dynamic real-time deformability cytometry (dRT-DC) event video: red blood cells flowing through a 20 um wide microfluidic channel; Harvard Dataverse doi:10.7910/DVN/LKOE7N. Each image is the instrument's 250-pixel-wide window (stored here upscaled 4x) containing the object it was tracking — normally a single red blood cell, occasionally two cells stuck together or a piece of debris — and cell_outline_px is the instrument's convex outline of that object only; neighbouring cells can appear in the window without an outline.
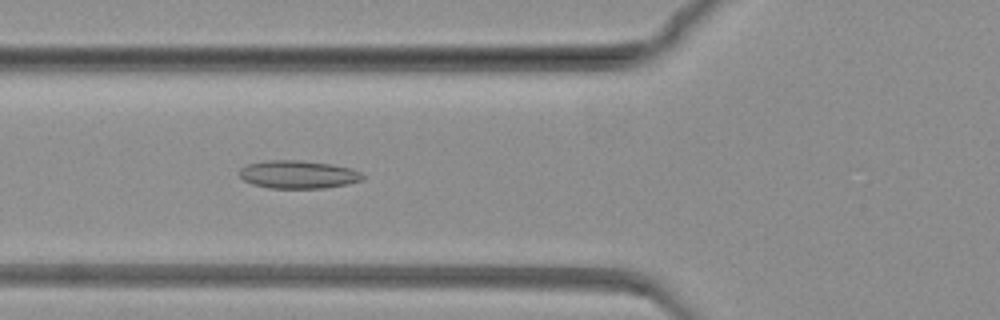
{"species": "common noctule bat (a hibernating species)", "species_latin": "Nyctalus noctula", "temperature_condition": "warm", "stored_images_in_passage": 68, "camera_frame_rate_fps": 3000, "um_per_image_px": 0.085, "animal": {"sex": "female", "body_mass_g": 19.3, "forearm_length_mm": 54.1}, "frame": {"image": 1, "passage_image": 17, "time_ms": 5.333, "image_size_px": [1000, 320], "cell_outline_px": [[364, 180], [348, 184], [324, 188], [268, 188], [252, 184], [244, 180], [240, 176], [240, 168], [248, 164], [264, 160], [296, 160], [332, 164], [352, 168], [360, 172], [364, 176]], "centroid_in_image_um": [25.36, 14.83], "position_along_channel_um": 100.4, "area_um2": 20.23}}
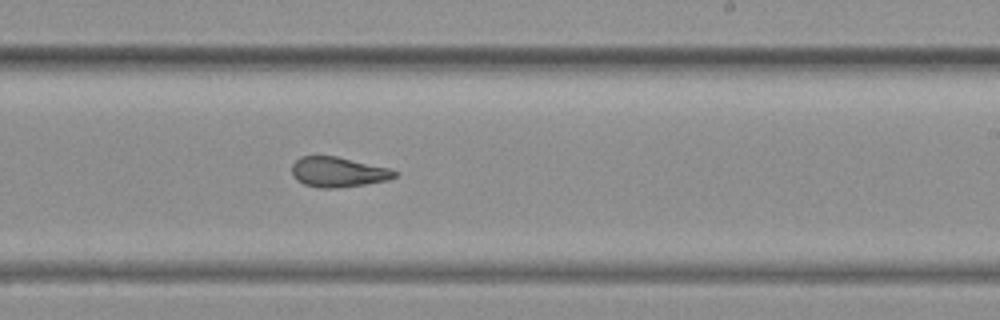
{"frame": {"image": 2, "passage_image": 36, "time_ms": 11.667, "image_size_px": [1000, 320], "cell_outline_px": [[400, 172], [396, 176], [388, 180], [364, 184], [336, 188], [316, 188], [304, 184], [296, 180], [292, 176], [292, 164], [300, 156], [336, 156], [388, 168]], "centroid_in_image_um": [28.71, 14.63], "position_along_channel_um": 260.3, "area_um2": 18.03}}
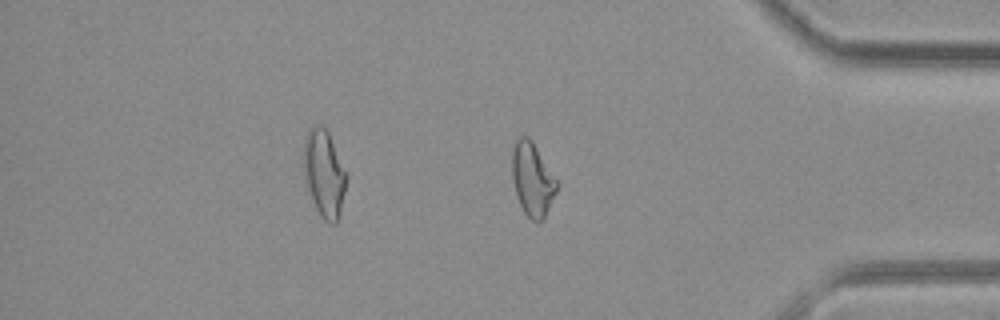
{"frame": {"image": 3, "passage_image": 54, "time_ms": 17.667, "image_size_px": [1000, 320], "cell_outline_px": [[556, 192], [544, 220], [536, 224], [524, 212], [516, 196], [512, 180], [512, 148], [516, 140], [520, 136], [528, 136], [532, 140], [556, 180]], "centroid_in_image_um": [45.23, 15.27], "position_along_channel_um": 390.0, "area_um2": 19.07}}